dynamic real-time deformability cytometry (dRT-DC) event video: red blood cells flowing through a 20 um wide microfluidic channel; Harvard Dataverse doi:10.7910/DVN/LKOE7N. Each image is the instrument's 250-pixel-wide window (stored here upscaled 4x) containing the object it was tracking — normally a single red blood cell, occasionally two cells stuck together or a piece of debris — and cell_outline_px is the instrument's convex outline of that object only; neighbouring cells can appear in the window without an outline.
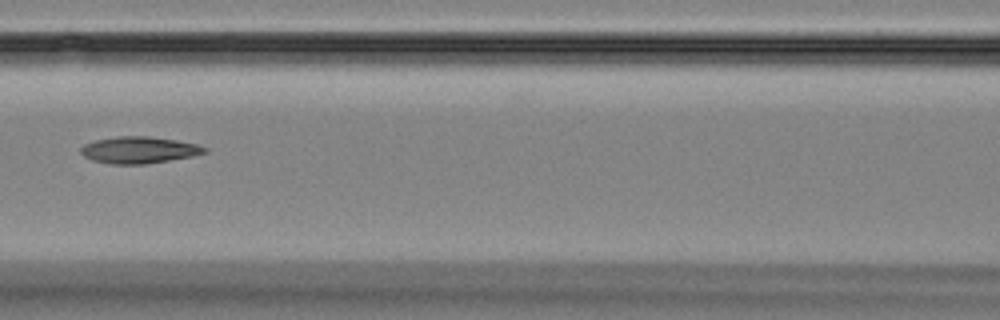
{"species": "Egyptian fruit bat (a non-hibernating species)", "species_latin": "Rousettus aegyptiacus", "temperature_condition": "room temperature", "stored_images_in_passage": 3, "camera_frame_rate_fps": 3000, "um_per_image_px": 0.085, "animal": {"sex": "female"}, "frame": {"image": 1, "passage_image": 3, "time_ms": 2.333, "image_size_px": [1000, 320], "cell_outline_px": [[208, 152], [192, 156], [144, 164], [112, 164], [92, 160], [84, 156], [80, 152], [80, 148], [84, 144], [96, 140], [116, 136], [148, 136], [176, 140], [196, 144], [208, 148]], "centroid_in_image_um": [11.81, 12.74], "position_along_channel_um": 154.8, "area_um2": 19.19}}